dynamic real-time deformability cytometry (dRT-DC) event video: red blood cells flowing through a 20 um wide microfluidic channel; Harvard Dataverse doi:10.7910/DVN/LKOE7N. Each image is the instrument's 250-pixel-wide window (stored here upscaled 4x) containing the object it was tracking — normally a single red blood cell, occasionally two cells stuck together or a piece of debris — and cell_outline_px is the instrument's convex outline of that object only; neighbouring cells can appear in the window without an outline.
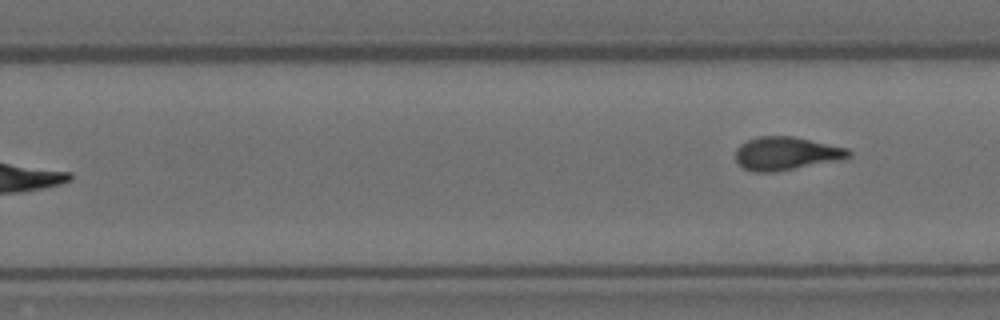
{"species": "Egyptian fruit bat (a non-hibernating species)", "species_latin": "Rousettus aegyptiacus", "temperature_condition": "room temperature", "stored_images_in_passage": 11, "camera_frame_rate_fps": 3000, "um_per_image_px": 0.085, "animal": {"sex": "female"}, "frame": {"image": 1, "passage_image": 11, "time_ms": 3.333, "image_size_px": [1000, 320], "cell_outline_px": [[852, 156], [840, 160], [772, 172], [752, 172], [744, 168], [736, 160], [736, 148], [740, 144], [748, 140], [760, 136], [792, 136], [848, 148], [852, 152]], "centroid_in_image_um": [66.83, 13.04], "position_along_channel_um": 263.0, "area_um2": 21.79}}